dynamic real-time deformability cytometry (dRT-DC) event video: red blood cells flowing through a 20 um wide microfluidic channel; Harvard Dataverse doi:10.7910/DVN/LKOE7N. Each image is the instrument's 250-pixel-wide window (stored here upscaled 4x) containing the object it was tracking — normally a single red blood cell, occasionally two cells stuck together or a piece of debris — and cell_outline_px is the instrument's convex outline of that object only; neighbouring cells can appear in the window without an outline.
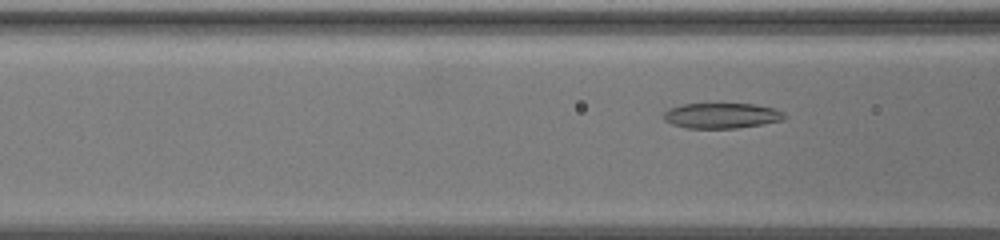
{"species": "common noctule bat (a hibernating species)", "species_latin": "Nyctalus noctula", "temperature_condition": "warm", "stored_images_in_passage": 47, "camera_frame_rate_fps": 3000, "um_per_image_px": 0.085, "animal": {"sex": "female", "body_mass_g": 19.5, "forearm_length_mm": 54.1}, "frame": {"image": 1, "passage_image": 10, "time_ms": 3.0, "image_size_px": [1000, 240], "cell_outline_px": [[788, 116], [784, 120], [736, 128], [688, 128], [672, 124], [664, 120], [664, 112], [668, 108], [680, 104], [756, 104], [772, 108], [784, 112]], "centroid_in_image_um": [61.34, 9.82], "position_along_channel_um": 105.3, "area_um2": 17.86}}
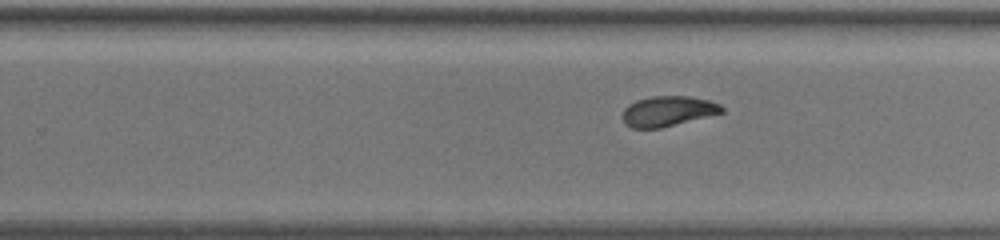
{"frame": {"image": 2, "passage_image": 25, "time_ms": 8.0, "image_size_px": [1000, 240], "cell_outline_px": [[724, 112], [660, 128], [632, 128], [624, 124], [624, 108], [628, 104], [636, 100], [652, 96], [692, 96], [708, 100], [720, 104], [724, 108]], "centroid_in_image_um": [56.77, 9.44], "position_along_channel_um": 273.0, "area_um2": 17.4}}
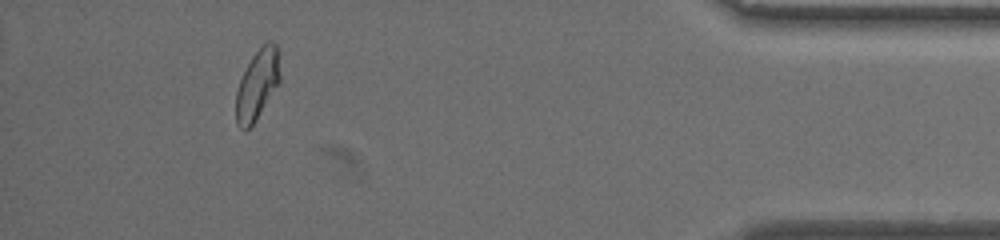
{"frame": {"image": 3, "passage_image": 42, "time_ms": 13.667, "image_size_px": [1000, 240], "cell_outline_px": [[280, 80], [256, 120], [244, 132], [236, 124], [236, 92], [240, 80], [252, 56], [268, 40], [272, 40], [280, 48]], "centroid_in_image_um": [21.89, 7.15], "position_along_channel_um": 413.3, "area_um2": 18.03}, "authors_computed_cell_mechanics": {"area_um2": 17.9758, "velocity_mm_per_s": 3.3553, "shape_relaxation_time_tau1_ms": 3.9067, "shape_relaxation_time_tau2_ms": 1.954, "deformation_change_tau1": 0.1243, "deformation_change_tau2": 0.0634}}